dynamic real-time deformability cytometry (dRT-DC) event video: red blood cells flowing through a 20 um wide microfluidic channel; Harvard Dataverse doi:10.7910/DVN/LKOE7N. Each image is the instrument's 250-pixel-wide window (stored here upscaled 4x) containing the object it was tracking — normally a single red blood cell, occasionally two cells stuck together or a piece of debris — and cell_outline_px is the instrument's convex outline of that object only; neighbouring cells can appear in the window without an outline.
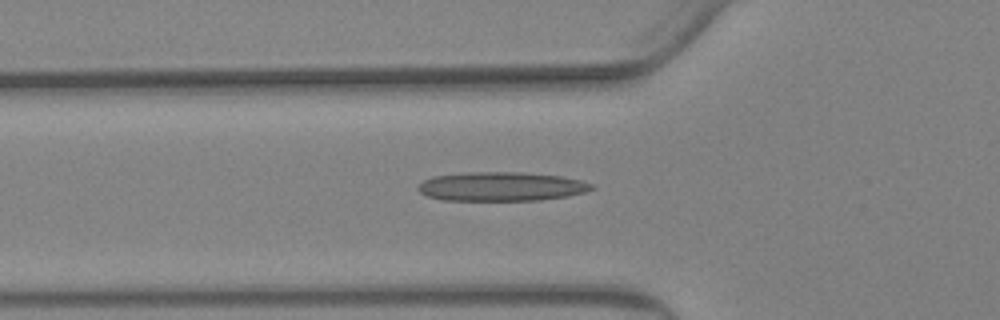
{"species": "Egyptian fruit bat (a non-hibernating species)", "species_latin": "Rousettus aegyptiacus", "temperature_condition": "warm", "stored_images_in_passage": 51, "camera_frame_rate_fps": 3000, "um_per_image_px": 0.085, "animal": {"sex": "female"}, "frame": {"image": 1, "passage_image": 15, "time_ms": 4.667, "image_size_px": [1000, 320], "cell_outline_px": [[596, 188], [584, 192], [568, 196], [540, 200], [444, 200], [428, 196], [420, 192], [416, 188], [424, 180], [432, 176], [464, 172], [516, 172], [560, 176], [580, 180], [592, 184]], "centroid_in_image_um": [42.59, 15.85], "position_along_channel_um": 83.2, "area_um2": 29.3}}
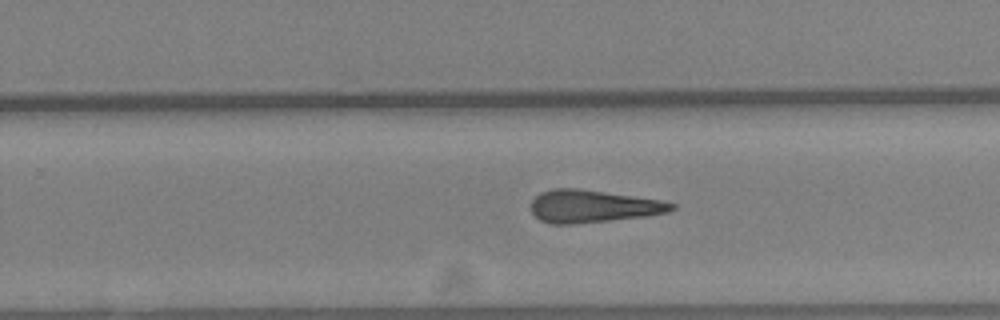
{"frame": {"image": 2, "passage_image": 31, "time_ms": 10.0, "image_size_px": [1000, 320], "cell_outline_px": [[676, 208], [668, 212], [644, 216], [576, 224], [552, 224], [540, 220], [532, 212], [532, 200], [540, 192], [552, 188], [576, 188], [660, 200], [676, 204]], "centroid_in_image_um": [50.37, 17.53], "position_along_channel_um": 279.4, "area_um2": 26.41}}
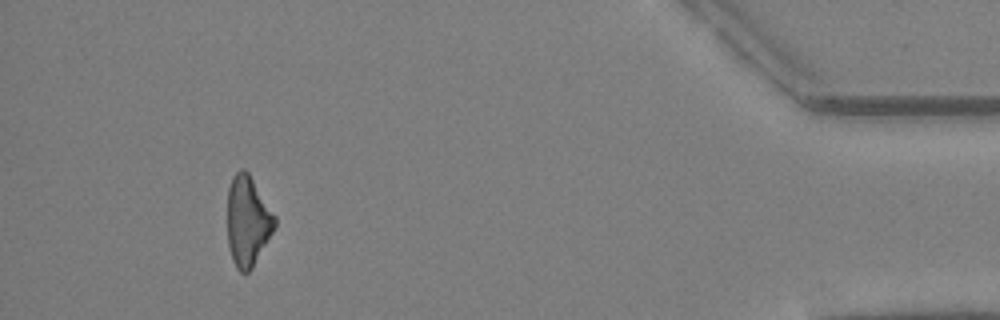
{"frame": {"image": 3, "passage_image": 47, "time_ms": 15.333, "image_size_px": [1000, 320], "cell_outline_px": [[276, 224], [272, 232], [252, 268], [248, 272], [240, 272], [236, 268], [232, 260], [228, 244], [228, 188], [232, 176], [240, 168], [244, 168], [248, 172], [276, 216]], "centroid_in_image_um": [21.04, 18.77], "position_along_channel_um": 414.2, "area_um2": 24.74}, "authors_computed_cell_mechanics": {"area_um2": 26.5302, "velocity_mm_per_s": 3.6842, "shape_relaxation_time_tau1_ms": null, "shape_relaxation_time_tau2_ms": 5.5556, "deformation_change_tau1": null, "deformation_change_tau2": 0.2056}}